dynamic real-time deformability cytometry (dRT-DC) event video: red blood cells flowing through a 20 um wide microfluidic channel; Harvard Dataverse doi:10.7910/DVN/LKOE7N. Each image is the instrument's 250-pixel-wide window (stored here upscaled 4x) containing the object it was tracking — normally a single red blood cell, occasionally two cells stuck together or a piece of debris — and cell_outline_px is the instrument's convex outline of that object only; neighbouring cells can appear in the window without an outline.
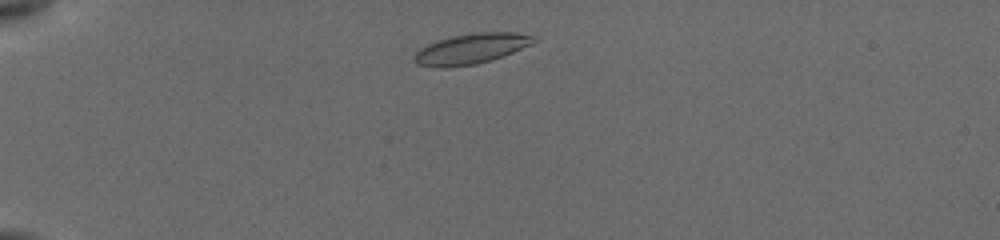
{"species": "common noctule bat (a hibernating species)", "species_latin": "Nyctalus noctula", "temperature_condition": "cold", "stored_images_in_passage": 12, "camera_frame_rate_fps": 3000, "um_per_image_px": 0.085, "animal": {"sex": "female", "body_mass_g": 19.5, "forearm_length_mm": 54.1}, "frame": {"image": 1, "passage_image": 2, "time_ms": 0.667, "image_size_px": [1000, 240], "cell_outline_px": [[540, 40], [532, 44], [504, 56], [492, 60], [476, 64], [448, 68], [436, 68], [416, 64], [412, 60], [416, 52], [420, 48], [436, 40], [452, 36], [476, 32], [516, 32], [536, 36]], "centroid_in_image_um": [40.06, 4.15], "position_along_channel_um": 44.9, "area_um2": 21.62}}
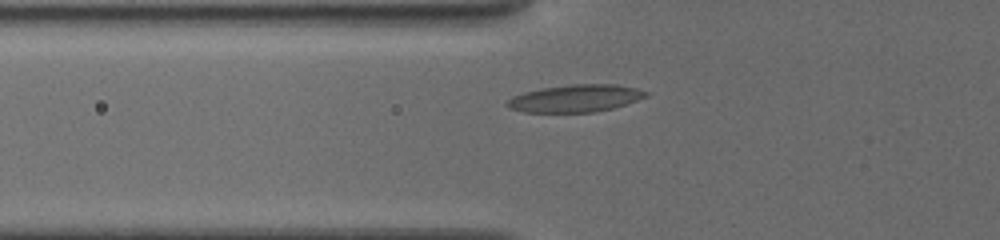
{"frame": {"image": 2, "passage_image": 9, "time_ms": 2.667, "image_size_px": [1000, 240], "cell_outline_px": [[648, 96], [612, 108], [596, 112], [524, 112], [508, 108], [504, 104], [512, 96], [524, 92], [540, 88], [572, 84], [616, 84], [636, 88], [648, 92]], "centroid_in_image_um": [48.87, 8.35], "position_along_channel_um": 76.9, "area_um2": 22.14}}